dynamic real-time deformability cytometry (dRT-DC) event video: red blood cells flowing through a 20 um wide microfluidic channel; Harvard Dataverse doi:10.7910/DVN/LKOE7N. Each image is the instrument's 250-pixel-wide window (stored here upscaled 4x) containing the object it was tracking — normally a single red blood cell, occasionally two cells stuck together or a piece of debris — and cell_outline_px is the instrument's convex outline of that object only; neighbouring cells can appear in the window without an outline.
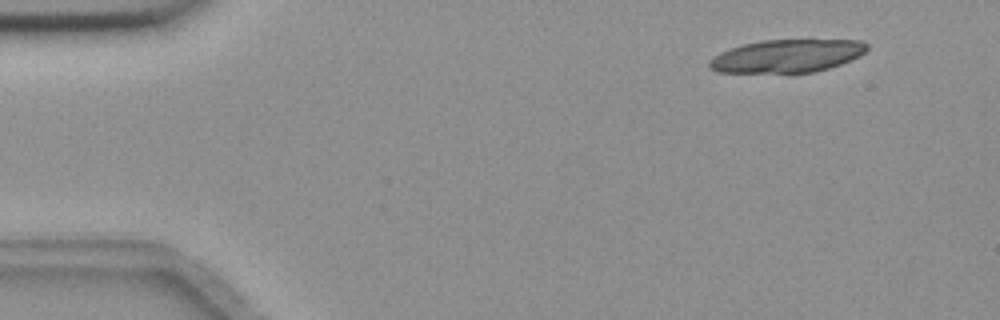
{"species": "common noctule bat (a hibernating species)", "species_latin": "Nyctalus noctula", "temperature_condition": "room temperature", "stored_images_in_passage": 6, "camera_frame_rate_fps": 3000, "um_per_image_px": 0.085, "animal": {"sex": "female", "body_mass_g": 18.4}, "frame": {"image": 1, "passage_image": 2, "time_ms": 0.333, "image_size_px": [1000, 320], "cell_outline_px": [[868, 48], [860, 56], [840, 64], [816, 72], [716, 72], [708, 68], [708, 64], [720, 52], [744, 44], [760, 40], [860, 40], [868, 44]], "centroid_in_image_um": [66.92, 4.75], "position_along_channel_um": 18.1, "area_um2": 30.0}}